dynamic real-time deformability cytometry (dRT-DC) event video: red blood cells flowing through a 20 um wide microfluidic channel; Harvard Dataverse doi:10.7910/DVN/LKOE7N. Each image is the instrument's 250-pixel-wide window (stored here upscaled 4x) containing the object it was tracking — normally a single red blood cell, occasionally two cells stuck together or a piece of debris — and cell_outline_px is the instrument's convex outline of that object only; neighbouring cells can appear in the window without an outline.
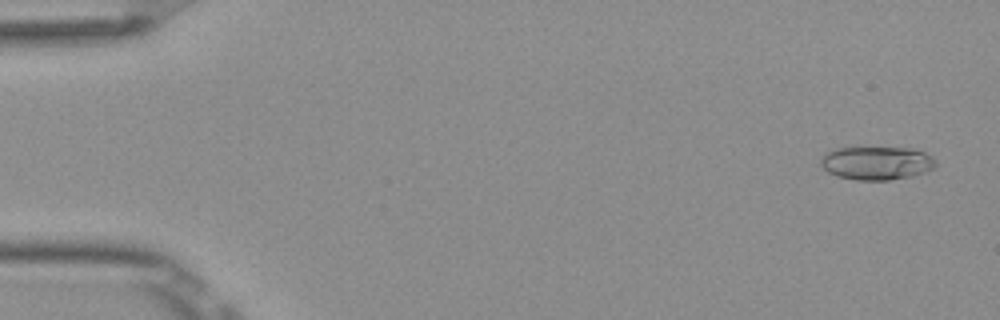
{"species": "Egyptian fruit bat (a non-hibernating species)", "species_latin": "Rousettus aegyptiacus", "temperature_condition": "room temperature", "stored_images_in_passage": 53, "camera_frame_rate_fps": 3000, "um_per_image_px": 0.085, "frame": {"image": 1, "passage_image": 3, "time_ms": 0.667, "image_size_px": [1000, 320], "cell_outline_px": [[936, 168], [912, 176], [888, 180], [856, 180], [836, 176], [828, 172], [820, 164], [820, 160], [824, 152], [840, 148], [912, 148], [924, 152], [932, 156], [936, 160]], "centroid_in_image_um": [74.52, 13.86], "position_along_channel_um": 10.5, "area_um2": 22.48}}
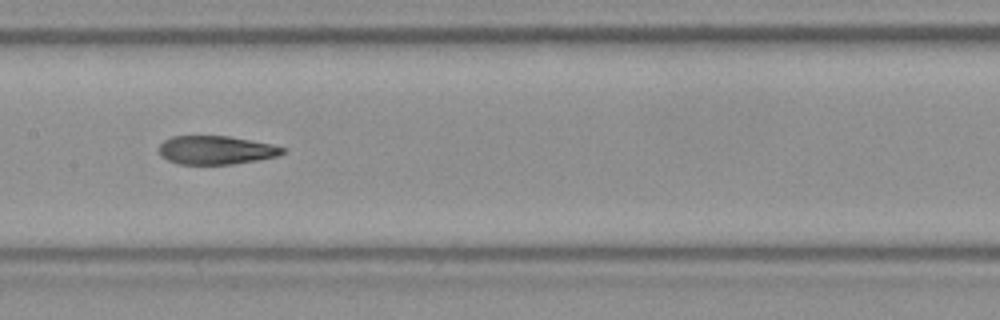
{"frame": {"image": 2, "passage_image": 27, "time_ms": 8.667, "image_size_px": [1000, 320], "cell_outline_px": [[288, 148], [284, 152], [276, 156], [260, 160], [232, 164], [180, 164], [168, 160], [160, 156], [160, 144], [164, 140], [172, 136], [228, 136], [252, 140], [272, 144]], "centroid_in_image_um": [18.39, 12.75], "position_along_channel_um": 189.0, "area_um2": 20.63}}
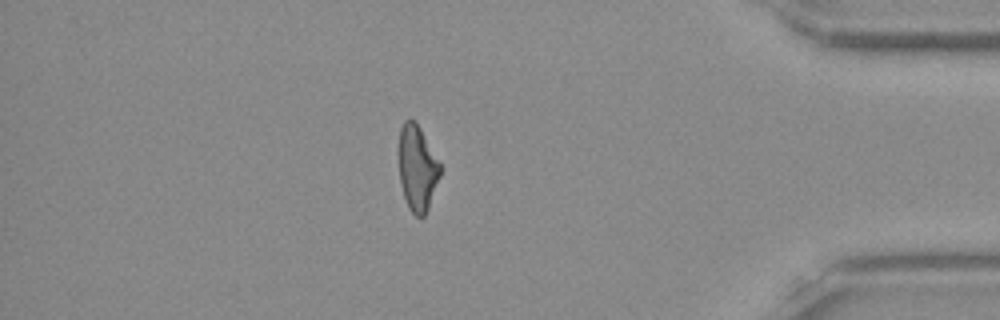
{"frame": {"image": 3, "passage_image": 46, "time_ms": 15.0, "image_size_px": [1000, 320], "cell_outline_px": [[440, 176], [428, 208], [424, 216], [416, 216], [408, 208], [400, 184], [396, 152], [400, 128], [404, 120], [412, 120], [420, 128], [440, 164]], "centroid_in_image_um": [35.41, 14.28], "position_along_channel_um": 399.8, "area_um2": 20.87}, "authors_computed_cell_mechanics": {"area_um2": 21.7906, "velocity_mm_per_s": 3.8974, "shape_relaxation_time_tau1_ms": 9.4118, "shape_relaxation_time_tau2_ms": 2.259, "deformation_change_tau1": 0.2788, "deformation_change_tau2": 0.104}}